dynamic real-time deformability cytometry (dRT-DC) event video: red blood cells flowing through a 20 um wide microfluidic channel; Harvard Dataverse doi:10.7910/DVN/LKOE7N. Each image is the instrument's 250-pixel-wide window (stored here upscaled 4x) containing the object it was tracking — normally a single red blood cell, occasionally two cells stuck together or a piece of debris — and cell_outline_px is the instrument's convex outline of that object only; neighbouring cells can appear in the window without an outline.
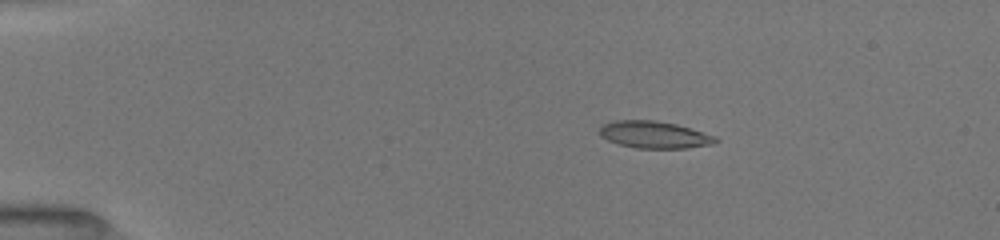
{"species": "common noctule bat (a hibernating species)", "species_latin": "Nyctalus noctula", "temperature_condition": "room temperature", "stored_images_in_passage": 43, "camera_frame_rate_fps": 3000, "um_per_image_px": 0.085, "animal": {"sex": "female", "body_mass_g": 19.5, "forearm_length_mm": 54.1}, "frame": {"image": 1, "passage_image": 1, "time_ms": 0.0, "image_size_px": [1000, 240], "cell_outline_px": [[720, 140], [712, 144], [688, 148], [636, 148], [620, 144], [608, 140], [600, 136], [600, 128], [604, 124], [616, 120], [656, 120], [676, 124], [716, 136]], "centroid_in_image_um": [55.64, 11.45], "position_along_channel_um": 29.4, "area_um2": 18.21}}
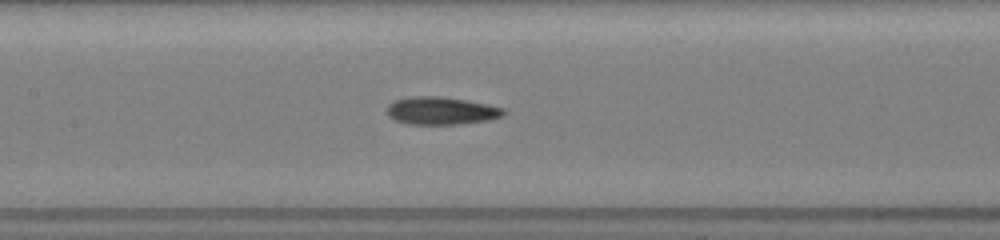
{"frame": {"image": 2, "passage_image": 17, "time_ms": 5.333, "image_size_px": [1000, 240], "cell_outline_px": [[508, 112], [504, 116], [484, 120], [460, 124], [408, 124], [396, 120], [388, 116], [388, 104], [396, 100], [412, 96], [440, 96], [488, 104], [504, 108]], "centroid_in_image_um": [37.53, 9.41], "position_along_channel_um": 169.9, "area_um2": 18.73}}
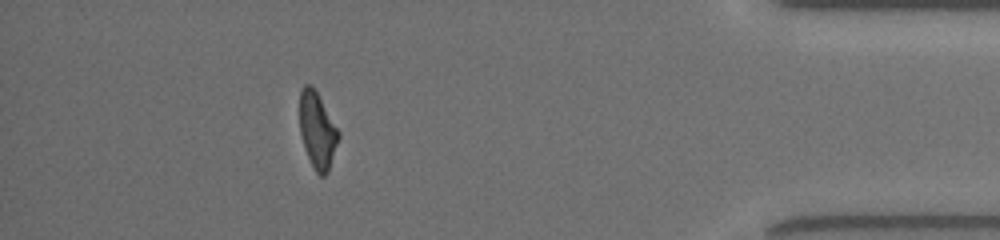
{"frame": {"image": 3, "passage_image": 38, "time_ms": 12.333, "image_size_px": [1000, 240], "cell_outline_px": [[340, 136], [328, 172], [324, 176], [320, 176], [316, 172], [308, 156], [300, 132], [300, 88], [304, 84], [312, 84], [340, 132]], "centroid_in_image_um": [26.98, 11.05], "position_along_channel_um": 408.2, "area_um2": 17.11}, "authors_computed_cell_mechanics": {"area_um2": 18.0914, "velocity_mm_per_s": 4.0304, "shape_relaxation_time_tau1_ms": 5.0513, "shape_relaxation_time_tau2_ms": 3.1496, "deformation_change_tau1": 0.1632, "deformation_change_tau2": 0.1167}}